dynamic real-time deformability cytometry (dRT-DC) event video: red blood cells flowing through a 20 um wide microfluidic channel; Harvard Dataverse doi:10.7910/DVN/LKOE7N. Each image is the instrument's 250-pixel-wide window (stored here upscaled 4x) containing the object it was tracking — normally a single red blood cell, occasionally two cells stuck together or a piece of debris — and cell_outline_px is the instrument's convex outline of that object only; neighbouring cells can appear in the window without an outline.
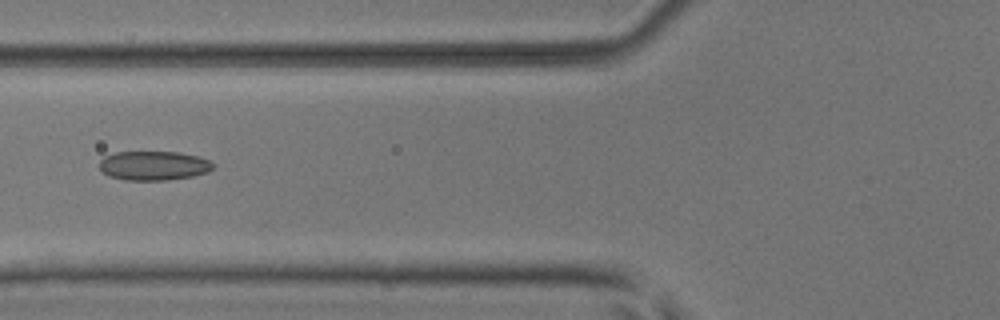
{"species": "common noctule bat (a hibernating species)", "species_latin": "Nyctalus noctula", "temperature_condition": "room temperature", "stored_images_in_passage": 24, "camera_frame_rate_fps": 3000, "um_per_image_px": 0.085, "animal": {"sex": "male", "body_mass_g": 17.9, "forearm_length_mm": 54.2}, "frame": {"image": 1, "passage_image": 13, "time_ms": 4.0, "image_size_px": [1000, 320], "cell_outline_px": [[216, 164], [208, 172], [192, 176], [168, 180], [124, 180], [108, 176], [100, 172], [100, 160], [104, 156], [116, 152], [180, 152], [196, 156], [208, 160]], "centroid_in_image_um": [13.03, 14.08], "position_along_channel_um": 112.8, "area_um2": 19.48}}
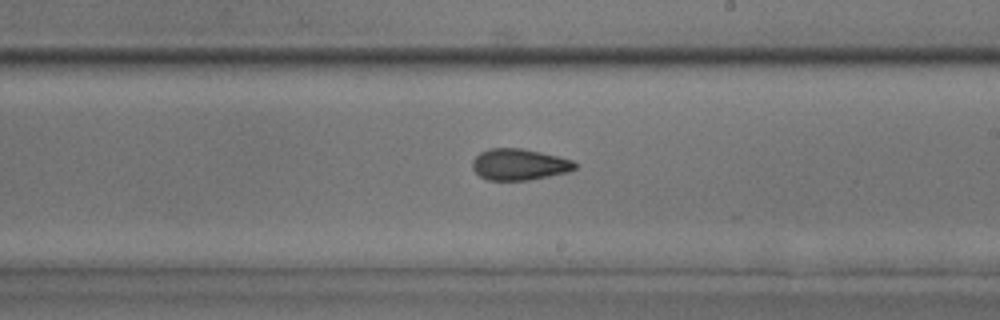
{"frame": {"image": 2, "passage_image": 23, "time_ms": 7.333, "image_size_px": [1000, 320], "cell_outline_px": [[580, 164], [576, 168], [568, 172], [528, 180], [488, 180], [480, 176], [472, 168], [472, 160], [480, 152], [488, 148], [520, 148], [540, 152], [572, 160]], "centroid_in_image_um": [44.13, 13.97], "position_along_channel_um": 244.9, "area_um2": 18.73}}